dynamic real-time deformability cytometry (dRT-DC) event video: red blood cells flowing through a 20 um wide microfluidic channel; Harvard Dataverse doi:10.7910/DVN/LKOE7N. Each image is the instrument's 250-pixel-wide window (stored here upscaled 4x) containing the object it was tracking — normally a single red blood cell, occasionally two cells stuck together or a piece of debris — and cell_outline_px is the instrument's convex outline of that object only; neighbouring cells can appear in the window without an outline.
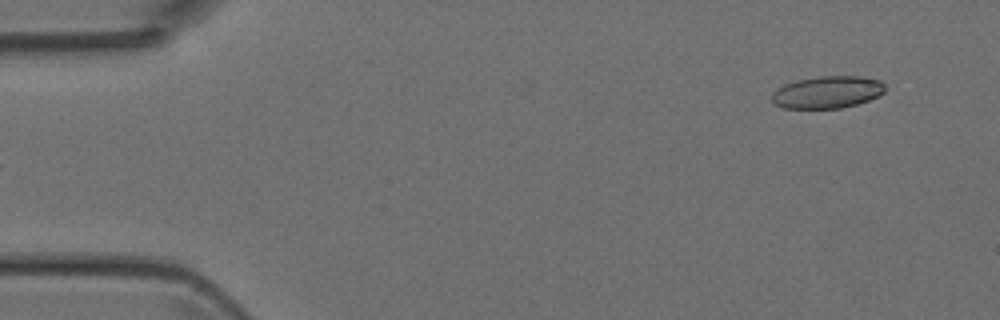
{"species": "Egyptian fruit bat (a non-hibernating species)", "species_latin": "Rousettus aegyptiacus", "temperature_condition": "room temperature", "stored_images_in_passage": 5, "camera_frame_rate_fps": 3000, "um_per_image_px": 0.085, "animal": {"sex": "female"}, "frame": {"image": 1, "passage_image": 5, "time_ms": 5.333, "image_size_px": [1000, 320], "cell_outline_px": [[884, 92], [868, 100], [856, 104], [840, 108], [784, 108], [776, 104], [772, 100], [772, 92], [784, 84], [796, 80], [820, 76], [860, 76], [880, 80], [884, 84]], "centroid_in_image_um": [70.31, 7.82], "position_along_channel_um": 14.7, "area_um2": 21.1}}